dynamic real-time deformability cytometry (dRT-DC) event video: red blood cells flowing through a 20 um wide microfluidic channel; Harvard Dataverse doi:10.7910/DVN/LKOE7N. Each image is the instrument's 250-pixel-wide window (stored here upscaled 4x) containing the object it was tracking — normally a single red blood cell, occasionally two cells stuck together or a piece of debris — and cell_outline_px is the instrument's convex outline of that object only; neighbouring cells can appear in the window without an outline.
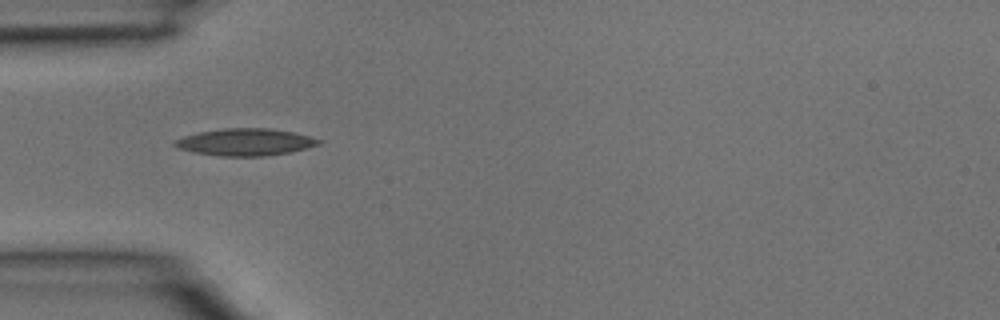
{"species": "common noctule bat (a hibernating species)", "species_latin": "Nyctalus noctula", "temperature_condition": "room temperature", "stored_images_in_passage": 2, "camera_frame_rate_fps": 3000, "um_per_image_px": 0.085, "animal": {"sex": "male", "body_mass_g": 15.6}, "frame": {"image": 1, "passage_image": 1, "time_ms": 0.0, "image_size_px": [1000, 320], "cell_outline_px": [[324, 140], [320, 144], [292, 152], [264, 156], [220, 156], [192, 152], [180, 148], [172, 144], [176, 140], [184, 136], [200, 132], [224, 128], [268, 128], [292, 132]], "centroid_in_image_um": [20.88, 12.08], "position_along_channel_um": 64.1, "area_um2": 22.6}}
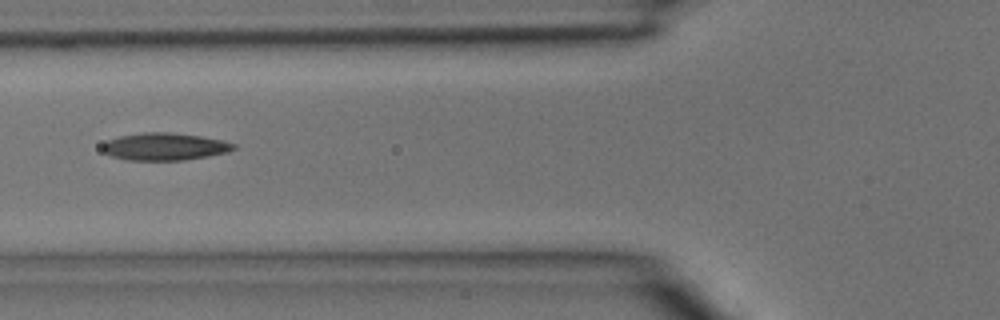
{"frame": {"image": 2, "passage_image": 2, "time_ms": 0.333, "image_size_px": [1000, 320], "cell_outline_px": [[236, 148], [228, 152], [208, 156], [180, 160], [128, 160], [112, 156], [104, 152], [100, 148], [100, 144], [108, 140], [120, 136], [144, 132], [168, 132], [200, 136], [224, 140], [236, 144]], "centroid_in_image_um": [13.98, 12.46], "position_along_channel_um": 111.8, "area_um2": 20.98}}